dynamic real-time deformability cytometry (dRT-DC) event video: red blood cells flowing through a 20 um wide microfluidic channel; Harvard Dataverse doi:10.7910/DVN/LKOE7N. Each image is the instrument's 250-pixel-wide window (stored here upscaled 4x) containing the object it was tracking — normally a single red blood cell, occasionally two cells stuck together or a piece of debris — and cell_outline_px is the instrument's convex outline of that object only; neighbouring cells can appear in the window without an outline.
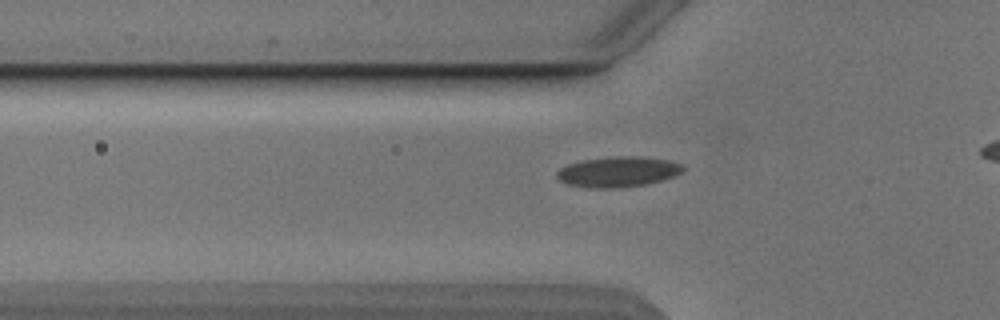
{"species": "Egyptian fruit bat (a non-hibernating species)", "species_latin": "Rousettus aegyptiacus", "temperature_condition": "cold", "stored_images_in_passage": 12, "camera_frame_rate_fps": 3000, "um_per_image_px": 0.085, "animal": {"sex": "male"}, "frame": {"image": 1, "passage_image": 9, "time_ms": 2.667, "image_size_px": [1000, 320], "cell_outline_px": [[676, 168], [672, 172], [664, 176], [648, 180], [624, 184], [588, 184], [568, 180], [560, 176], [568, 168], [580, 164], [600, 160], [648, 160], [668, 164]], "centroid_in_image_um": [52.44, 14.6], "position_along_channel_um": 73.4, "area_um2": 15.32}}